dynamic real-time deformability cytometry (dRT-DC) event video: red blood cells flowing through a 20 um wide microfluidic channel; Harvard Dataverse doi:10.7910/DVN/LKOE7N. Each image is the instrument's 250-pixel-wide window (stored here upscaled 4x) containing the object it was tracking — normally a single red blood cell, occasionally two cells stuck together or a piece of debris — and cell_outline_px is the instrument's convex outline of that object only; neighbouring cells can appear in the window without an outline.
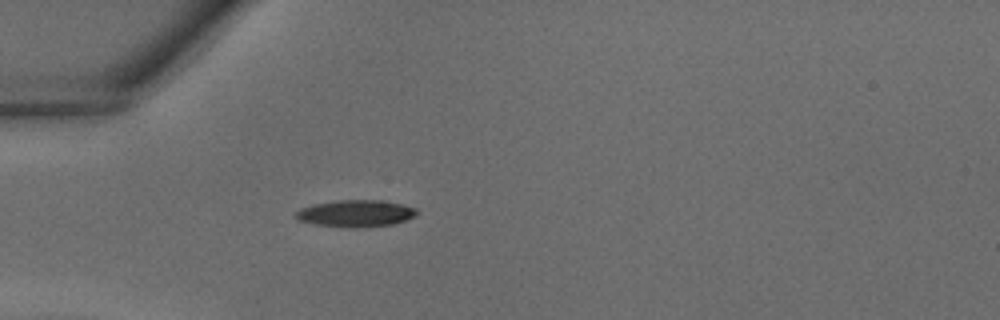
{"species": "common noctule bat (a hibernating species)", "species_latin": "Nyctalus noctula", "temperature_condition": "warm", "stored_images_in_passage": 38, "camera_frame_rate_fps": 3000, "um_per_image_px": 0.085, "animal": {"sex": "male", "body_mass_g": 18.8}, "frame": {"image": 1, "passage_image": 11, "time_ms": 3.333, "image_size_px": [1000, 320], "cell_outline_px": [[420, 212], [416, 216], [408, 220], [392, 224], [352, 228], [316, 224], [300, 220], [296, 216], [296, 212], [300, 208], [316, 204], [340, 200], [384, 200], [404, 204], [416, 208]], "centroid_in_image_um": [30.34, 18.13], "position_along_channel_um": 54.7, "area_um2": 18.9}}
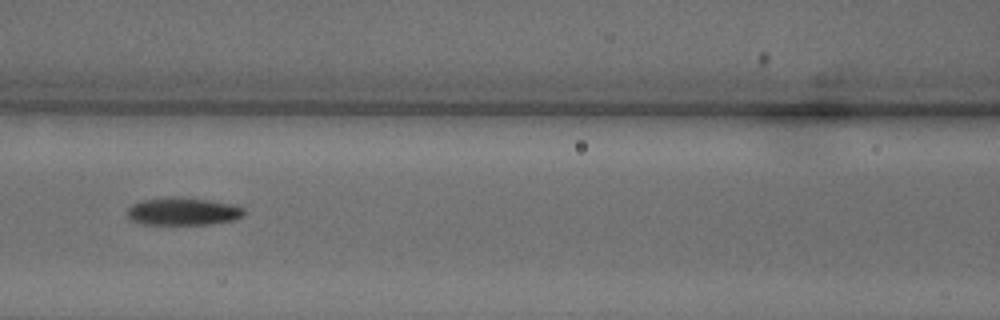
{"frame": {"image": 2, "passage_image": 17, "time_ms": 5.333, "image_size_px": [1000, 320], "cell_outline_px": [[244, 216], [236, 220], [212, 224], [140, 224], [128, 220], [128, 208], [132, 204], [144, 200], [208, 200], [232, 204], [244, 208]], "centroid_in_image_um": [15.59, 18.03], "position_along_channel_um": 151.0, "area_um2": 18.03}}
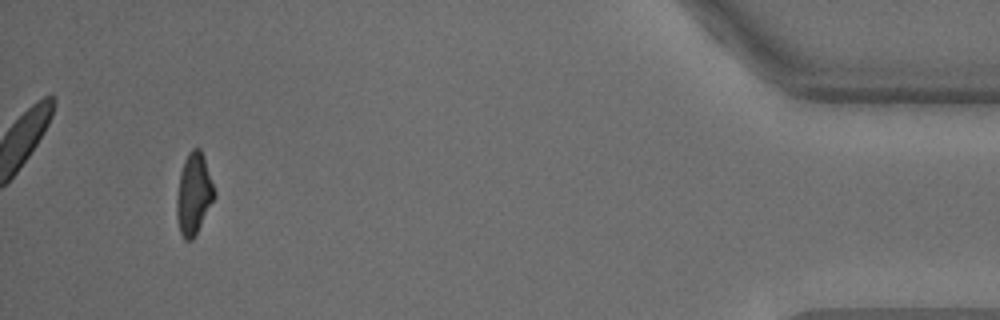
{"frame": {"image": 3, "passage_image": 36, "time_ms": 11.667, "image_size_px": [1000, 320], "cell_outline_px": [[216, 196], [192, 240], [184, 240], [180, 232], [176, 216], [176, 196], [180, 172], [184, 160], [188, 152], [192, 148], [200, 148], [204, 156], [216, 192]], "centroid_in_image_um": [16.46, 16.46], "position_along_channel_um": 418.7, "area_um2": 17.98}}